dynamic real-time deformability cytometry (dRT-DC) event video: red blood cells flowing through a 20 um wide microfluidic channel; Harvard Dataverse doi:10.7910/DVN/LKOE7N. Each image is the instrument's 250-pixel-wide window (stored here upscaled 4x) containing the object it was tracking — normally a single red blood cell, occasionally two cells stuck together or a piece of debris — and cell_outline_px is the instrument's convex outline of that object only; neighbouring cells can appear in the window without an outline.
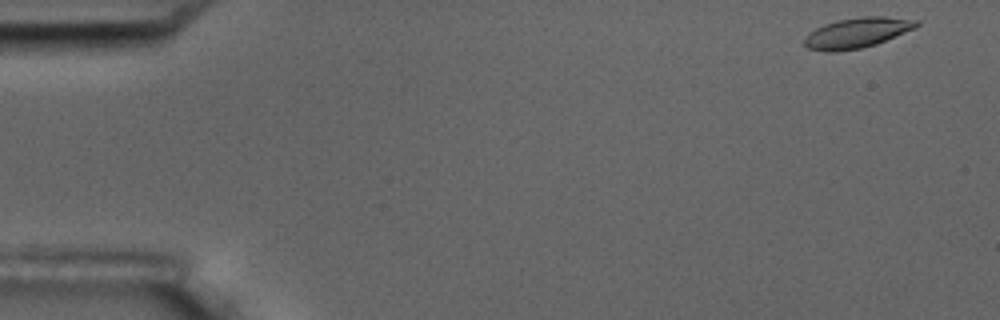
{"species": "common noctule bat (a hibernating species)", "species_latin": "Nyctalus noctula", "temperature_condition": "room temperature", "stored_images_in_passage": 5, "camera_frame_rate_fps": 3000, "um_per_image_px": 0.085, "animal": {"sex": "male", "body_mass_g": 17.5, "forearm_length_mm": 52.3}, "frame": {"image": 1, "passage_image": 1, "time_ms": 0.0, "image_size_px": [1000, 320], "cell_outline_px": [[920, 24], [916, 28], [876, 44], [860, 48], [836, 52], [828, 52], [808, 48], [804, 44], [804, 36], [808, 32], [824, 24], [840, 20], [864, 16], [884, 16], [920, 20]], "centroid_in_image_um": [72.86, 2.78], "position_along_channel_um": 12.1, "area_um2": 19.83}}
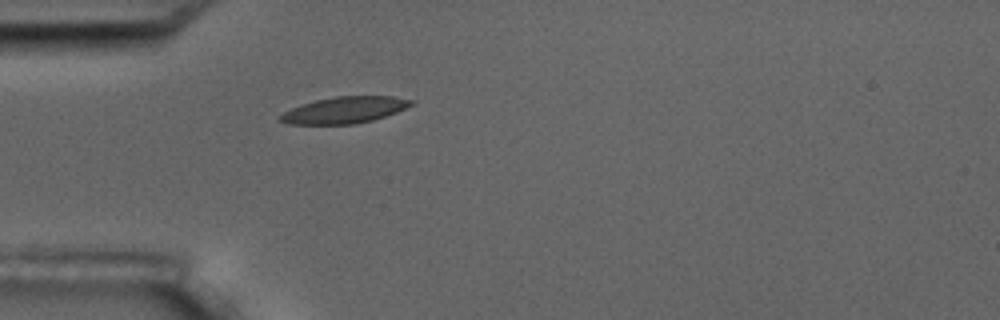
{"frame": {"image": 2, "passage_image": 5, "time_ms": 4.667, "image_size_px": [1000, 320], "cell_outline_px": [[416, 100], [412, 104], [396, 112], [372, 120], [352, 124], [288, 124], [276, 120], [276, 116], [292, 108], [316, 100], [336, 96], [392, 96]], "centroid_in_image_um": [29.24, 9.35], "position_along_channel_um": 55.8, "area_um2": 20.11}}